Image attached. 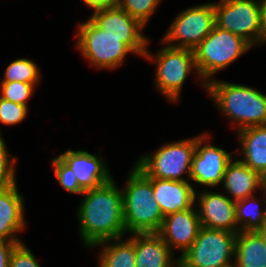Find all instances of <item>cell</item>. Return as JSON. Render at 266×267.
Listing matches in <instances>:
<instances>
[{
	"instance_id": "cell-1",
	"label": "cell",
	"mask_w": 266,
	"mask_h": 267,
	"mask_svg": "<svg viewBox=\"0 0 266 267\" xmlns=\"http://www.w3.org/2000/svg\"><path fill=\"white\" fill-rule=\"evenodd\" d=\"M77 208L79 236L85 247L125 237L123 194L114 178L96 188L85 190Z\"/></svg>"
},
{
	"instance_id": "cell-11",
	"label": "cell",
	"mask_w": 266,
	"mask_h": 267,
	"mask_svg": "<svg viewBox=\"0 0 266 267\" xmlns=\"http://www.w3.org/2000/svg\"><path fill=\"white\" fill-rule=\"evenodd\" d=\"M208 132L196 135V148L192 157L190 182L214 189L223 182L226 167L235 157L219 146L211 145Z\"/></svg>"
},
{
	"instance_id": "cell-9",
	"label": "cell",
	"mask_w": 266,
	"mask_h": 267,
	"mask_svg": "<svg viewBox=\"0 0 266 267\" xmlns=\"http://www.w3.org/2000/svg\"><path fill=\"white\" fill-rule=\"evenodd\" d=\"M215 26L214 2L190 6L172 20L161 39L164 44L195 49Z\"/></svg>"
},
{
	"instance_id": "cell-35",
	"label": "cell",
	"mask_w": 266,
	"mask_h": 267,
	"mask_svg": "<svg viewBox=\"0 0 266 267\" xmlns=\"http://www.w3.org/2000/svg\"><path fill=\"white\" fill-rule=\"evenodd\" d=\"M257 232L259 233V235L263 238L264 242L266 243V222Z\"/></svg>"
},
{
	"instance_id": "cell-6",
	"label": "cell",
	"mask_w": 266,
	"mask_h": 267,
	"mask_svg": "<svg viewBox=\"0 0 266 267\" xmlns=\"http://www.w3.org/2000/svg\"><path fill=\"white\" fill-rule=\"evenodd\" d=\"M253 46L244 38L214 26L213 30L193 49L195 65L207 85L213 76L225 69Z\"/></svg>"
},
{
	"instance_id": "cell-30",
	"label": "cell",
	"mask_w": 266,
	"mask_h": 267,
	"mask_svg": "<svg viewBox=\"0 0 266 267\" xmlns=\"http://www.w3.org/2000/svg\"><path fill=\"white\" fill-rule=\"evenodd\" d=\"M9 267H42L32 250L24 242L15 246L10 257Z\"/></svg>"
},
{
	"instance_id": "cell-29",
	"label": "cell",
	"mask_w": 266,
	"mask_h": 267,
	"mask_svg": "<svg viewBox=\"0 0 266 267\" xmlns=\"http://www.w3.org/2000/svg\"><path fill=\"white\" fill-rule=\"evenodd\" d=\"M28 106L13 103L0 97V124L12 126L26 119Z\"/></svg>"
},
{
	"instance_id": "cell-3",
	"label": "cell",
	"mask_w": 266,
	"mask_h": 267,
	"mask_svg": "<svg viewBox=\"0 0 266 267\" xmlns=\"http://www.w3.org/2000/svg\"><path fill=\"white\" fill-rule=\"evenodd\" d=\"M206 93L212 98L221 116L234 124L236 132L252 126L266 125V94L260 90L214 77L206 85Z\"/></svg>"
},
{
	"instance_id": "cell-12",
	"label": "cell",
	"mask_w": 266,
	"mask_h": 267,
	"mask_svg": "<svg viewBox=\"0 0 266 267\" xmlns=\"http://www.w3.org/2000/svg\"><path fill=\"white\" fill-rule=\"evenodd\" d=\"M217 191L204 189L200 193L199 191L195 193V206L201 226L238 233L240 229L236 221V202L226 194Z\"/></svg>"
},
{
	"instance_id": "cell-22",
	"label": "cell",
	"mask_w": 266,
	"mask_h": 267,
	"mask_svg": "<svg viewBox=\"0 0 266 267\" xmlns=\"http://www.w3.org/2000/svg\"><path fill=\"white\" fill-rule=\"evenodd\" d=\"M130 237L112 239L95 244L102 247L98 253V267H136L134 233Z\"/></svg>"
},
{
	"instance_id": "cell-33",
	"label": "cell",
	"mask_w": 266,
	"mask_h": 267,
	"mask_svg": "<svg viewBox=\"0 0 266 267\" xmlns=\"http://www.w3.org/2000/svg\"><path fill=\"white\" fill-rule=\"evenodd\" d=\"M260 8V21L263 31V44H266V0H257Z\"/></svg>"
},
{
	"instance_id": "cell-32",
	"label": "cell",
	"mask_w": 266,
	"mask_h": 267,
	"mask_svg": "<svg viewBox=\"0 0 266 267\" xmlns=\"http://www.w3.org/2000/svg\"><path fill=\"white\" fill-rule=\"evenodd\" d=\"M91 10L101 7L119 6L121 0H82Z\"/></svg>"
},
{
	"instance_id": "cell-14",
	"label": "cell",
	"mask_w": 266,
	"mask_h": 267,
	"mask_svg": "<svg viewBox=\"0 0 266 267\" xmlns=\"http://www.w3.org/2000/svg\"><path fill=\"white\" fill-rule=\"evenodd\" d=\"M68 149L59 158L74 172L80 187L85 191L109 182L114 176L99 153ZM101 155V156H100Z\"/></svg>"
},
{
	"instance_id": "cell-2",
	"label": "cell",
	"mask_w": 266,
	"mask_h": 267,
	"mask_svg": "<svg viewBox=\"0 0 266 267\" xmlns=\"http://www.w3.org/2000/svg\"><path fill=\"white\" fill-rule=\"evenodd\" d=\"M75 49L94 69L115 70L126 61L128 53L144 58L149 37H113L98 28L89 18L79 22Z\"/></svg>"
},
{
	"instance_id": "cell-13",
	"label": "cell",
	"mask_w": 266,
	"mask_h": 267,
	"mask_svg": "<svg viewBox=\"0 0 266 267\" xmlns=\"http://www.w3.org/2000/svg\"><path fill=\"white\" fill-rule=\"evenodd\" d=\"M201 227L198 211L194 205L188 210L165 216L157 234L173 253L177 250L182 256L194 243Z\"/></svg>"
},
{
	"instance_id": "cell-16",
	"label": "cell",
	"mask_w": 266,
	"mask_h": 267,
	"mask_svg": "<svg viewBox=\"0 0 266 267\" xmlns=\"http://www.w3.org/2000/svg\"><path fill=\"white\" fill-rule=\"evenodd\" d=\"M152 182L153 195L163 216L185 211L195 205V185L190 181L148 178Z\"/></svg>"
},
{
	"instance_id": "cell-21",
	"label": "cell",
	"mask_w": 266,
	"mask_h": 267,
	"mask_svg": "<svg viewBox=\"0 0 266 267\" xmlns=\"http://www.w3.org/2000/svg\"><path fill=\"white\" fill-rule=\"evenodd\" d=\"M236 267H266V243L257 231H239L236 238Z\"/></svg>"
},
{
	"instance_id": "cell-8",
	"label": "cell",
	"mask_w": 266,
	"mask_h": 267,
	"mask_svg": "<svg viewBox=\"0 0 266 267\" xmlns=\"http://www.w3.org/2000/svg\"><path fill=\"white\" fill-rule=\"evenodd\" d=\"M237 233L201 227L179 267H226L234 264Z\"/></svg>"
},
{
	"instance_id": "cell-34",
	"label": "cell",
	"mask_w": 266,
	"mask_h": 267,
	"mask_svg": "<svg viewBox=\"0 0 266 267\" xmlns=\"http://www.w3.org/2000/svg\"><path fill=\"white\" fill-rule=\"evenodd\" d=\"M260 177V192L266 194V168L259 174Z\"/></svg>"
},
{
	"instance_id": "cell-31",
	"label": "cell",
	"mask_w": 266,
	"mask_h": 267,
	"mask_svg": "<svg viewBox=\"0 0 266 267\" xmlns=\"http://www.w3.org/2000/svg\"><path fill=\"white\" fill-rule=\"evenodd\" d=\"M19 243L22 242H14L0 238V267H9L12 251Z\"/></svg>"
},
{
	"instance_id": "cell-36",
	"label": "cell",
	"mask_w": 266,
	"mask_h": 267,
	"mask_svg": "<svg viewBox=\"0 0 266 267\" xmlns=\"http://www.w3.org/2000/svg\"><path fill=\"white\" fill-rule=\"evenodd\" d=\"M226 267H236L234 264H232V265H229V266H226Z\"/></svg>"
},
{
	"instance_id": "cell-5",
	"label": "cell",
	"mask_w": 266,
	"mask_h": 267,
	"mask_svg": "<svg viewBox=\"0 0 266 267\" xmlns=\"http://www.w3.org/2000/svg\"><path fill=\"white\" fill-rule=\"evenodd\" d=\"M161 47L157 53H152L147 47L144 59L154 62V83L156 91L164 96L169 102L175 103L180 100L183 85L193 71L197 75V81L206 91V84L199 77L194 52L192 49L171 47L161 41ZM165 45V46H164ZM181 92V93H180Z\"/></svg>"
},
{
	"instance_id": "cell-24",
	"label": "cell",
	"mask_w": 266,
	"mask_h": 267,
	"mask_svg": "<svg viewBox=\"0 0 266 267\" xmlns=\"http://www.w3.org/2000/svg\"><path fill=\"white\" fill-rule=\"evenodd\" d=\"M40 67L36 62L28 58H17L10 62L0 82H24L29 84H39L41 80Z\"/></svg>"
},
{
	"instance_id": "cell-19",
	"label": "cell",
	"mask_w": 266,
	"mask_h": 267,
	"mask_svg": "<svg viewBox=\"0 0 266 267\" xmlns=\"http://www.w3.org/2000/svg\"><path fill=\"white\" fill-rule=\"evenodd\" d=\"M221 186L224 194L236 202L255 195L257 190L260 193V177L240 159L233 158L226 167Z\"/></svg>"
},
{
	"instance_id": "cell-28",
	"label": "cell",
	"mask_w": 266,
	"mask_h": 267,
	"mask_svg": "<svg viewBox=\"0 0 266 267\" xmlns=\"http://www.w3.org/2000/svg\"><path fill=\"white\" fill-rule=\"evenodd\" d=\"M54 175L60 186L69 193L81 195L84 190L80 187L74 172L58 157L51 161Z\"/></svg>"
},
{
	"instance_id": "cell-17",
	"label": "cell",
	"mask_w": 266,
	"mask_h": 267,
	"mask_svg": "<svg viewBox=\"0 0 266 267\" xmlns=\"http://www.w3.org/2000/svg\"><path fill=\"white\" fill-rule=\"evenodd\" d=\"M136 267H179L168 245L157 233H134Z\"/></svg>"
},
{
	"instance_id": "cell-26",
	"label": "cell",
	"mask_w": 266,
	"mask_h": 267,
	"mask_svg": "<svg viewBox=\"0 0 266 267\" xmlns=\"http://www.w3.org/2000/svg\"><path fill=\"white\" fill-rule=\"evenodd\" d=\"M162 0H121L119 7L146 27Z\"/></svg>"
},
{
	"instance_id": "cell-23",
	"label": "cell",
	"mask_w": 266,
	"mask_h": 267,
	"mask_svg": "<svg viewBox=\"0 0 266 267\" xmlns=\"http://www.w3.org/2000/svg\"><path fill=\"white\" fill-rule=\"evenodd\" d=\"M257 195L236 201V221L240 231H258L266 222V194Z\"/></svg>"
},
{
	"instance_id": "cell-20",
	"label": "cell",
	"mask_w": 266,
	"mask_h": 267,
	"mask_svg": "<svg viewBox=\"0 0 266 267\" xmlns=\"http://www.w3.org/2000/svg\"><path fill=\"white\" fill-rule=\"evenodd\" d=\"M243 158H239L258 174L266 168V125L252 126L237 132Z\"/></svg>"
},
{
	"instance_id": "cell-4",
	"label": "cell",
	"mask_w": 266,
	"mask_h": 267,
	"mask_svg": "<svg viewBox=\"0 0 266 267\" xmlns=\"http://www.w3.org/2000/svg\"><path fill=\"white\" fill-rule=\"evenodd\" d=\"M121 190L127 237L133 233H157L164 216L154 198L152 182L134 164Z\"/></svg>"
},
{
	"instance_id": "cell-15",
	"label": "cell",
	"mask_w": 266,
	"mask_h": 267,
	"mask_svg": "<svg viewBox=\"0 0 266 267\" xmlns=\"http://www.w3.org/2000/svg\"><path fill=\"white\" fill-rule=\"evenodd\" d=\"M17 183L0 188V238L23 242L18 233L26 230L25 196L19 192Z\"/></svg>"
},
{
	"instance_id": "cell-25",
	"label": "cell",
	"mask_w": 266,
	"mask_h": 267,
	"mask_svg": "<svg viewBox=\"0 0 266 267\" xmlns=\"http://www.w3.org/2000/svg\"><path fill=\"white\" fill-rule=\"evenodd\" d=\"M39 84L24 82H0V97L13 103L28 106V100L33 96Z\"/></svg>"
},
{
	"instance_id": "cell-7",
	"label": "cell",
	"mask_w": 266,
	"mask_h": 267,
	"mask_svg": "<svg viewBox=\"0 0 266 267\" xmlns=\"http://www.w3.org/2000/svg\"><path fill=\"white\" fill-rule=\"evenodd\" d=\"M196 136L164 143L155 152L141 155L134 165L147 177L190 181ZM186 174V177L183 175Z\"/></svg>"
},
{
	"instance_id": "cell-10",
	"label": "cell",
	"mask_w": 266,
	"mask_h": 267,
	"mask_svg": "<svg viewBox=\"0 0 266 267\" xmlns=\"http://www.w3.org/2000/svg\"><path fill=\"white\" fill-rule=\"evenodd\" d=\"M218 1L214 2L216 26L244 38L253 47L263 45L260 8L257 0Z\"/></svg>"
},
{
	"instance_id": "cell-18",
	"label": "cell",
	"mask_w": 266,
	"mask_h": 267,
	"mask_svg": "<svg viewBox=\"0 0 266 267\" xmlns=\"http://www.w3.org/2000/svg\"><path fill=\"white\" fill-rule=\"evenodd\" d=\"M89 19L102 31L113 37H147L143 26L119 6L93 9Z\"/></svg>"
},
{
	"instance_id": "cell-27",
	"label": "cell",
	"mask_w": 266,
	"mask_h": 267,
	"mask_svg": "<svg viewBox=\"0 0 266 267\" xmlns=\"http://www.w3.org/2000/svg\"><path fill=\"white\" fill-rule=\"evenodd\" d=\"M7 149L4 138L0 133V188H5L17 183L16 164L18 158L16 156L11 157Z\"/></svg>"
}]
</instances>
